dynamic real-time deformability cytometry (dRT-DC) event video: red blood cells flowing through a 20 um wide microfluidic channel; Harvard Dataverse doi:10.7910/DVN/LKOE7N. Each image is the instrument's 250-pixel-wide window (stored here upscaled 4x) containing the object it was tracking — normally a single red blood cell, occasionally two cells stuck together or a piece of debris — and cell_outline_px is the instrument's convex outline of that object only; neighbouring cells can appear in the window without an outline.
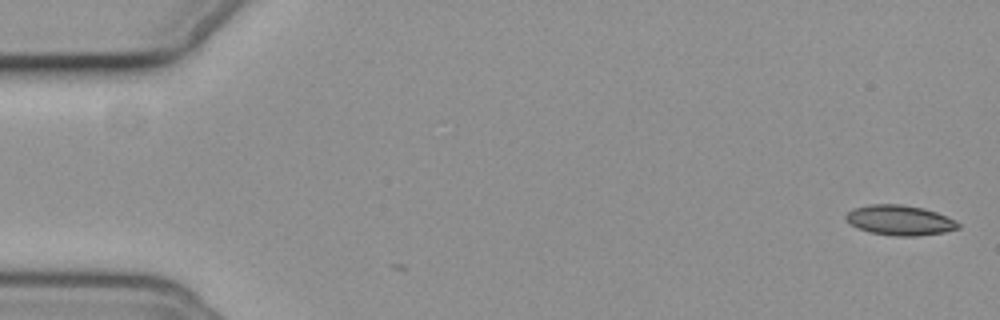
{"species": "common noctule bat (a hibernating species)", "species_latin": "Nyctalus noctula", "temperature_condition": "cold", "stored_images_in_passage": 3, "camera_frame_rate_fps": 3000, "um_per_image_px": 0.085, "animal": {"sex": "female", "body_mass_g": 19.3, "forearm_length_mm": 54.1}, "frame": {"image": 1, "passage_image": 1, "time_ms": 0.0, "image_size_px": [1000, 320], "cell_outline_px": [[960, 228], [944, 232], [916, 236], [896, 236], [872, 232], [860, 228], [852, 224], [844, 216], [852, 208], [872, 204], [900, 204], [924, 208], [948, 216], [956, 220], [960, 224]], "centroid_in_image_um": [76.53, 18.71], "position_along_channel_um": 8.5, "area_um2": 19.54}}